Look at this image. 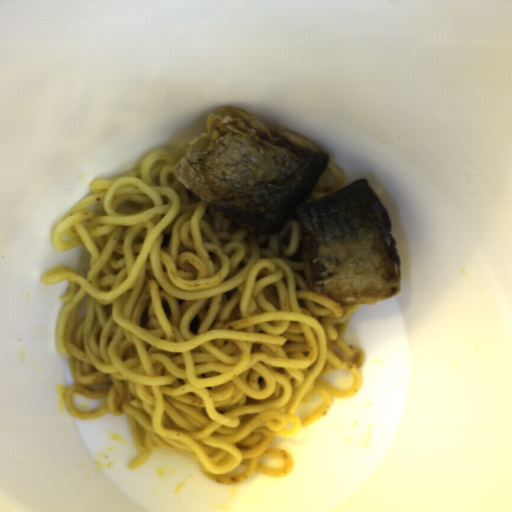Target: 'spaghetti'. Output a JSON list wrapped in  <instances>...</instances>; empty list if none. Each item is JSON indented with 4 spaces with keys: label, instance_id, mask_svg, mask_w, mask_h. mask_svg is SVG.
I'll use <instances>...</instances> for the list:
<instances>
[{
    "label": "spaghetti",
    "instance_id": "spaghetti-1",
    "mask_svg": "<svg viewBox=\"0 0 512 512\" xmlns=\"http://www.w3.org/2000/svg\"><path fill=\"white\" fill-rule=\"evenodd\" d=\"M175 159L158 150L94 180L52 235L59 251L90 254L86 277L63 266L40 278L68 282L55 330L73 381L65 405L85 421L126 414L140 452L130 470L168 449L223 485L288 476L294 460L273 440L294 438L361 386L364 351L344 339L361 303L309 289L299 220L256 235L180 182ZM341 369L353 375L348 390L323 381ZM74 391L106 404L81 412ZM313 395L323 402L298 418ZM268 456L283 467L260 465Z\"/></svg>",
    "mask_w": 512,
    "mask_h": 512
},
{
    "label": "spaghetti",
    "instance_id": "spaghetti-2",
    "mask_svg": "<svg viewBox=\"0 0 512 512\" xmlns=\"http://www.w3.org/2000/svg\"><path fill=\"white\" fill-rule=\"evenodd\" d=\"M344 184L345 178L343 175L332 163L328 162L322 177L320 178L306 203H311L326 195L344 189Z\"/></svg>",
    "mask_w": 512,
    "mask_h": 512
}]
</instances>
